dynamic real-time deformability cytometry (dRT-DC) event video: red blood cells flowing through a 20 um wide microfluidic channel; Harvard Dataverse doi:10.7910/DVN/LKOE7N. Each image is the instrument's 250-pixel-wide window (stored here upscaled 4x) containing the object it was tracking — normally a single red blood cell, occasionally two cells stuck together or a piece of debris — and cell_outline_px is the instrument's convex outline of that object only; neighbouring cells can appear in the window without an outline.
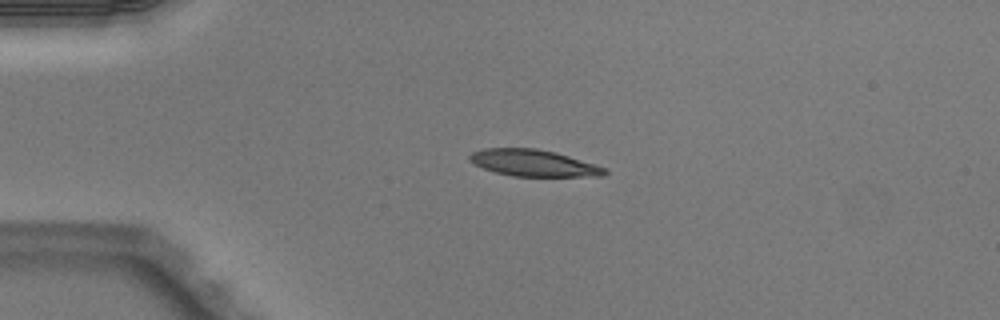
{"species": "Egyptian fruit bat (a non-hibernating species)", "species_latin": "Rousettus aegyptiacus", "temperature_condition": "warm", "stored_images_in_passage": 39, "camera_frame_rate_fps": 3000, "um_per_image_px": 0.085, "animal": {"sex": "male"}, "frame": {"image": 1, "passage_image": 1, "time_ms": 0.0, "image_size_px": [1000, 320], "cell_outline_px": [[608, 172], [604, 176], [512, 176], [496, 172], [484, 168], [468, 160], [468, 156], [472, 152], [484, 148], [536, 148], [568, 156], [608, 168]], "centroid_in_image_um": [45.35, 13.86], "position_along_channel_um": 39.6, "area_um2": 20.81}}
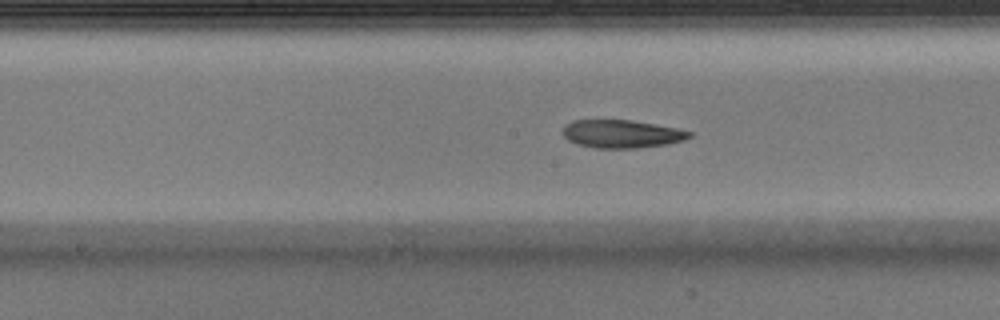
{"frame": {"image": 2, "passage_image": 15, "time_ms": 4.667, "image_size_px": [1000, 320], "cell_outline_px": [[692, 136], [684, 140], [668, 144], [636, 148], [596, 148], [576, 144], [568, 140], [560, 132], [564, 124], [572, 120], [632, 120], [676, 128], [692, 132]], "centroid_in_image_um": [52.79, 11.38], "position_along_channel_um": 195.4, "area_um2": 20.87}}
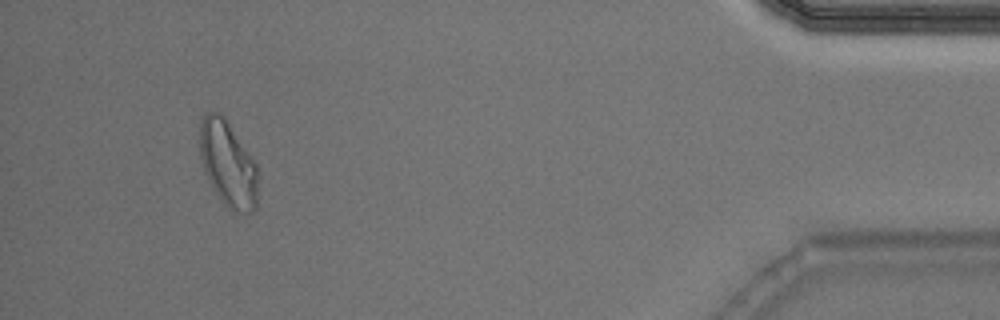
{"frame": {"image": 3, "passage_image": 36, "time_ms": 11.667, "image_size_px": [1000, 320], "cell_outline_px": [[256, 208], [252, 212], [232, 212], [220, 200], [212, 188], [204, 172], [200, 160], [200, 120], [204, 112], [216, 112], [224, 116], [256, 164]], "centroid_in_image_um": [19.33, 13.93], "position_along_channel_um": 415.9, "area_um2": 28.96}, "authors_computed_cell_mechanics": {"area_um2": 21.386, "velocity_mm_per_s": 4.0449, "shape_relaxation_time_tau1_ms": 9.9813, "shape_relaxation_time_tau2_ms": 3.0639, "deformation_change_tau1": 0.2919, "deformation_change_tau2": 0.0998}}